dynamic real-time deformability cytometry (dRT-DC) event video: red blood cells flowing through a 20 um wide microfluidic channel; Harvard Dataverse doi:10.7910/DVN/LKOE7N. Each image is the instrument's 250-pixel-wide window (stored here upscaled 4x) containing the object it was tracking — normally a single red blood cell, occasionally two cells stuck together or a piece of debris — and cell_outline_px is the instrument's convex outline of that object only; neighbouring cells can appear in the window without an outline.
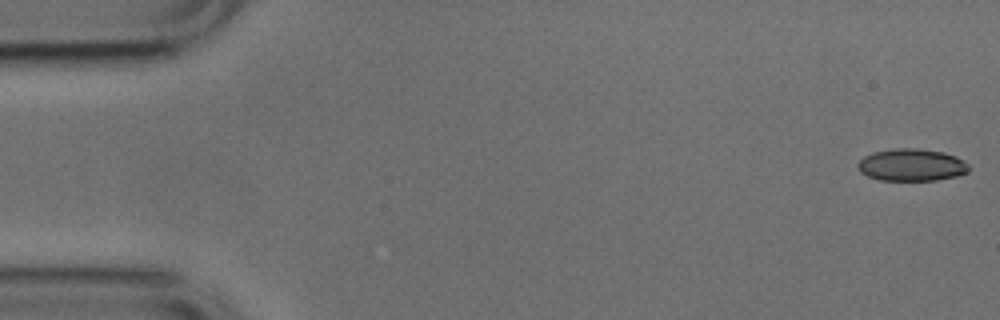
{"species": "common noctule bat (a hibernating species)", "species_latin": "Nyctalus noctula", "temperature_condition": "cold", "stored_images_in_passage": 52, "camera_frame_rate_fps": 3000, "um_per_image_px": 0.085, "animal": {"sex": "male", "body_mass_g": 17.9, "forearm_length_mm": 54.2}, "frame": {"image": 1, "passage_image": 1, "time_ms": 0.0, "image_size_px": [1000, 320], "cell_outline_px": [[968, 172], [956, 176], [936, 180], [880, 180], [868, 176], [860, 172], [856, 164], [864, 156], [872, 152], [896, 148], [916, 148], [944, 152], [956, 156], [964, 160], [968, 164]], "centroid_in_image_um": [77.48, 14.01], "position_along_channel_um": 7.5, "area_um2": 20.92}}
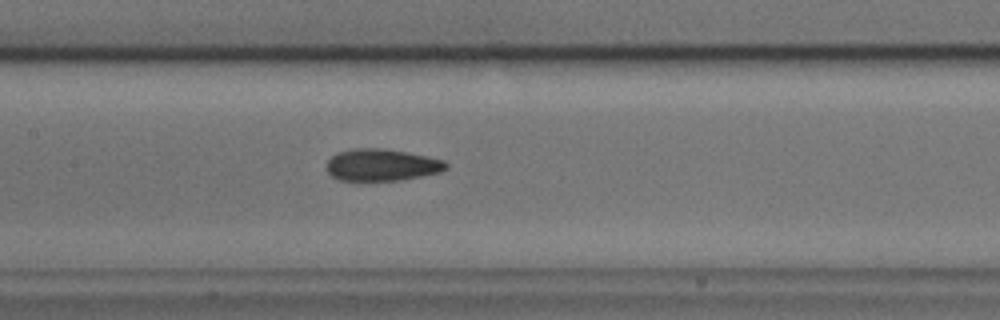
{"frame": {"image": 2, "passage_image": 24, "time_ms": 7.667, "image_size_px": [1000, 320], "cell_outline_px": [[448, 168], [440, 172], [400, 180], [340, 180], [332, 176], [328, 172], [328, 160], [336, 152], [352, 148], [384, 148], [428, 156], [444, 160], [448, 164]], "centroid_in_image_um": [32.46, 14.0], "position_along_channel_um": 174.9, "area_um2": 22.2}}
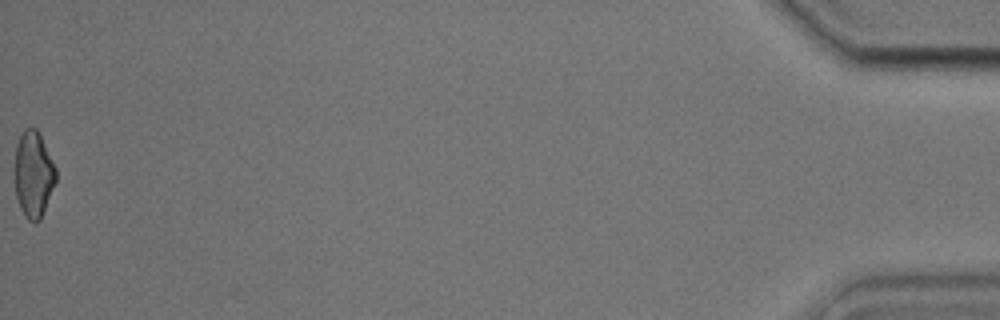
{"frame": {"image": 3, "passage_image": 52, "time_ms": 17.0, "image_size_px": [1000, 320], "cell_outline_px": [[56, 180], [40, 220], [36, 224], [28, 220], [24, 216], [20, 208], [16, 196], [12, 176], [12, 172], [16, 144], [24, 128], [36, 128], [56, 168]], "centroid_in_image_um": [2.78, 14.84], "position_along_channel_um": 432.4, "area_um2": 21.1}, "authors_computed_cell_mechanics": {"area_um2": 21.675, "velocity_mm_per_s": 3.8469, "shape_relaxation_time_tau1_ms": null, "shape_relaxation_time_tau2_ms": 3.0726, "deformation_change_tau1": null, "deformation_change_tau2": 0.0954}}